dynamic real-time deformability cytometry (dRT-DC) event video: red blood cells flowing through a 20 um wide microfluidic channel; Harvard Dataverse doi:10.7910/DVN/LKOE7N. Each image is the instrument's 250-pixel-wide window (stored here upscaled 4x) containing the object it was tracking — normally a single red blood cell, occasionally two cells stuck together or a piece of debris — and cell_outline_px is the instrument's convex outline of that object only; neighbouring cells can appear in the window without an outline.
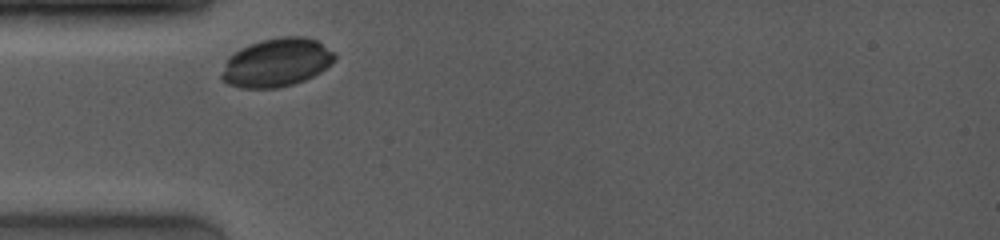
{"species": "common noctule bat (a hibernating species)", "species_latin": "Nyctalus noctula", "temperature_condition": "room temperature", "stored_images_in_passage": 5, "camera_frame_rate_fps": 4000, "um_per_image_px": 0.085, "animal": {"sex": "female", "body_mass_g": 19.0, "forearm_length_mm": 53.3}, "frame": {"image": 1, "passage_image": 1, "time_ms": 0.0, "image_size_px": [1000, 240], "cell_outline_px": [[336, 56], [332, 64], [320, 72], [304, 80], [292, 84], [276, 88], [240, 88], [228, 84], [220, 80], [220, 76], [228, 56], [240, 48], [264, 40], [284, 36], [304, 36], [316, 40], [332, 52]], "centroid_in_image_um": [23.48, 5.33], "position_along_channel_um": 61.5, "area_um2": 31.73}}